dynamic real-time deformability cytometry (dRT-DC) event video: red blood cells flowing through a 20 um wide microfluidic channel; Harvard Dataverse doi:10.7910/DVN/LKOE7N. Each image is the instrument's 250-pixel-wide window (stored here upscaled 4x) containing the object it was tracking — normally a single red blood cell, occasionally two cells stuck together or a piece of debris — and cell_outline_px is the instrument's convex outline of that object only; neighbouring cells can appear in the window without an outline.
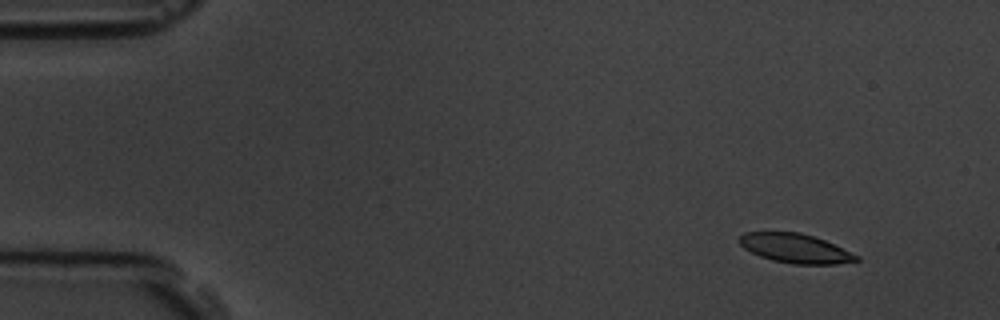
{"species": "common noctule bat (a hibernating species)", "species_latin": "Nyctalus noctula", "temperature_condition": "room temperature", "stored_images_in_passage": 9, "camera_frame_rate_fps": 3000, "um_per_image_px": 0.085, "animal": {"sex": "male", "body_mass_g": 19.5, "forearm_length_mm": 54.6}, "frame": {"image": 1, "passage_image": 2, "time_ms": 1.333, "image_size_px": [1000, 320], "cell_outline_px": [[860, 260], [836, 264], [792, 264], [772, 260], [760, 256], [744, 248], [736, 240], [744, 232], [800, 232], [824, 240], [860, 256]], "centroid_in_image_um": [67.58, 21.11], "position_along_channel_um": 17.4, "area_um2": 19.88}}
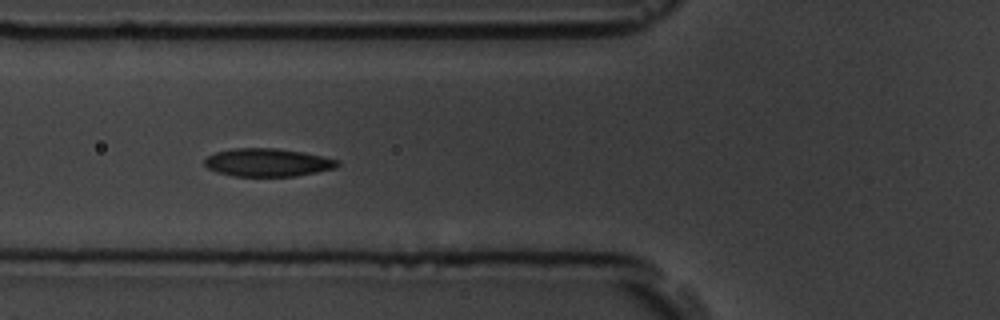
{"frame": {"image": 2, "passage_image": 6, "time_ms": 6.667, "image_size_px": [1000, 320], "cell_outline_px": [[340, 164], [336, 168], [296, 176], [232, 176], [216, 172], [208, 168], [204, 164], [204, 160], [208, 156], [216, 152], [232, 148], [276, 148], [304, 152], [324, 156], [340, 160]], "centroid_in_image_um": [22.77, 13.81], "position_along_channel_um": 103.0, "area_um2": 21.91}}
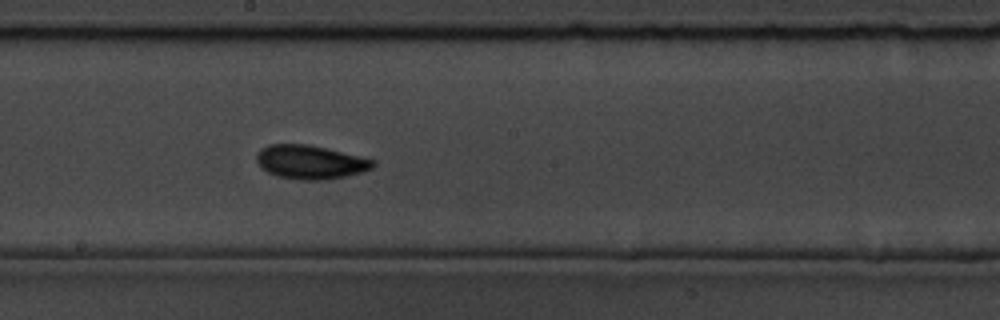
{"frame": {"image": 3, "passage_image": 9, "time_ms": 10.0, "image_size_px": [1000, 320], "cell_outline_px": [[376, 164], [372, 168], [348, 176], [324, 180], [300, 180], [276, 176], [260, 168], [256, 160], [256, 152], [260, 148], [268, 144], [308, 144], [360, 156], [376, 160]], "centroid_in_image_um": [26.34, 13.78], "position_along_channel_um": 221.9, "area_um2": 23.18}}